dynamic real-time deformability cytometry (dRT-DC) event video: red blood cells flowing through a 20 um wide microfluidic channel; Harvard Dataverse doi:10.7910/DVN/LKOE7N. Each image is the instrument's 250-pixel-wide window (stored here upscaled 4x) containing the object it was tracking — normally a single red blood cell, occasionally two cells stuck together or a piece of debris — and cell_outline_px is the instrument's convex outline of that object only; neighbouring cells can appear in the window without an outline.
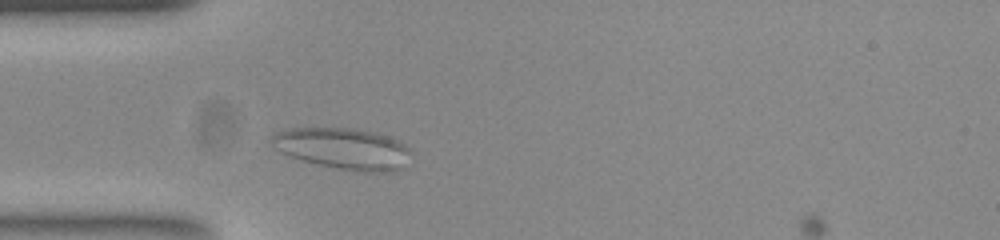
{"species": "common noctule bat (a hibernating species)", "species_latin": "Nyctalus noctula", "temperature_condition": "room temperature", "stored_images_in_passage": 48, "camera_frame_rate_fps": 3000, "um_per_image_px": 0.085, "animal": {"sex": "female", "body_mass_g": 23.0, "forearm_length_mm": 53.4}, "frame": {"image": 1, "passage_image": 7, "time_ms": 2.0, "image_size_px": [1000, 240], "cell_outline_px": [[392, 168], [368, 172], [336, 168], [304, 160], [292, 156], [284, 152], [276, 136], [288, 132], [308, 128], [332, 128], [360, 132], [380, 136], [388, 140]], "centroid_in_image_um": [28.76, 12.63], "position_along_channel_um": 56.2, "area_um2": 26.93}}
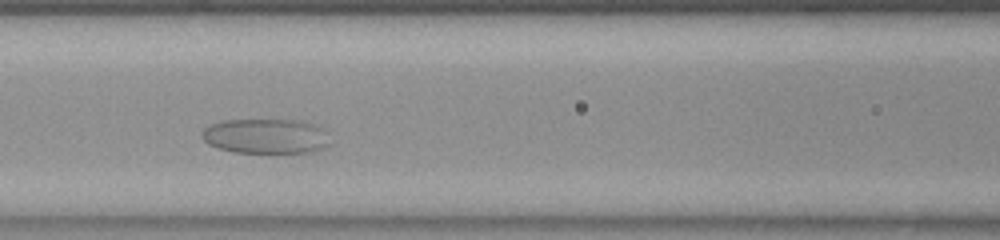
{"frame": {"image": 2, "passage_image": 15, "time_ms": 4.667, "image_size_px": [1000, 240], "cell_outline_px": [[316, 148], [304, 152], [268, 156], [236, 152], [220, 148], [204, 140], [204, 132], [212, 124], [228, 120], [292, 120], [300, 124]], "centroid_in_image_um": [22.07, 11.64], "position_along_channel_um": 144.5, "area_um2": 22.89}}
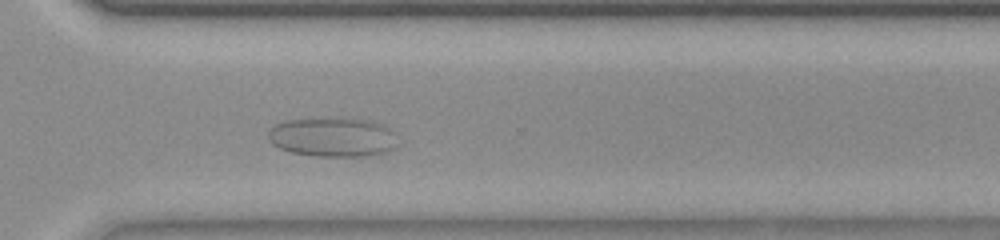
{"frame": {"image": 3, "passage_image": 32, "time_ms": 10.333, "image_size_px": [1000, 240], "cell_outline_px": [[384, 148], [380, 152], [368, 156], [316, 156], [292, 152], [280, 148], [268, 136], [268, 132], [272, 128], [288, 120], [336, 116], [340, 116], [360, 120], [376, 124]], "centroid_in_image_um": [27.89, 11.63], "position_along_channel_um": 342.7, "area_um2": 26.93}}